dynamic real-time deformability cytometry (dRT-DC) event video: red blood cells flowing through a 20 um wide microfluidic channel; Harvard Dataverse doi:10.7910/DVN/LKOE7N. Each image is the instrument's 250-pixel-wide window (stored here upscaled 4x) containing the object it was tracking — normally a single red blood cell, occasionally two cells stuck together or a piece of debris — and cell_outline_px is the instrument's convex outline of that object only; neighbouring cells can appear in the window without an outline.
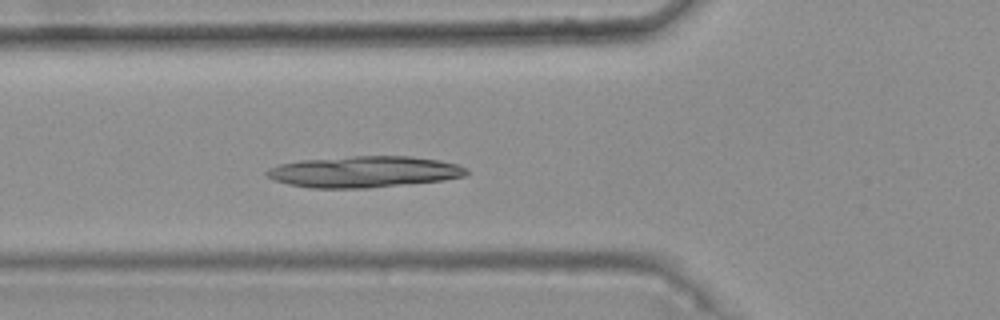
{"species": "common noctule bat (a hibernating species)", "species_latin": "Nyctalus noctula", "temperature_condition": "warm", "stored_images_in_passage": 35, "camera_frame_rate_fps": 3000, "um_per_image_px": 0.085, "animal": {"sex": "female", "body_mass_g": 25.1}, "frame": {"image": 1, "passage_image": 9, "time_ms": 2.667, "image_size_px": [1000, 320], "cell_outline_px": [[468, 172], [464, 176], [444, 180], [368, 188], [312, 188], [288, 184], [276, 180], [268, 176], [264, 172], [280, 164], [300, 160], [352, 156], [412, 156], [440, 160], [456, 164], [468, 168]], "centroid_in_image_um": [30.99, 14.6], "position_along_channel_um": 94.8, "area_um2": 36.3}}
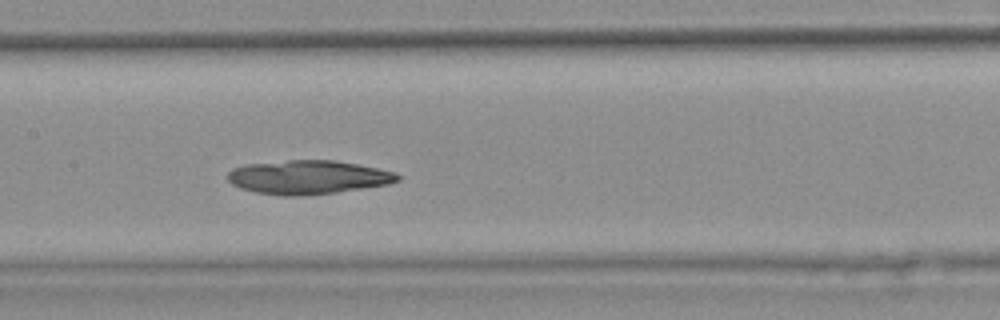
{"frame": {"image": 2, "passage_image": 16, "time_ms": 5.0, "image_size_px": [1000, 320], "cell_outline_px": [[400, 180], [388, 184], [336, 192], [300, 196], [284, 196], [256, 192], [240, 188], [232, 184], [228, 180], [228, 172], [232, 168], [248, 164], [288, 160], [332, 160], [356, 164], [396, 172], [400, 176]], "centroid_in_image_um": [26.17, 15.06], "position_along_channel_um": 181.2, "area_um2": 33.29}}
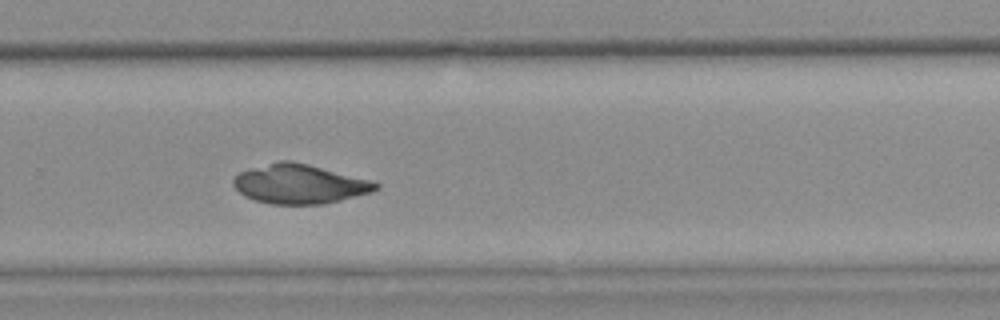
{"frame": {"image": 3, "passage_image": 26, "time_ms": 8.333, "image_size_px": [1000, 320], "cell_outline_px": [[380, 188], [372, 192], [340, 200], [320, 204], [272, 204], [256, 200], [244, 196], [232, 184], [232, 180], [240, 172], [252, 168], [280, 160], [288, 160], [308, 164], [368, 180], [380, 184]], "centroid_in_image_um": [25.44, 15.64], "position_along_channel_um": 304.4, "area_um2": 32.14}}